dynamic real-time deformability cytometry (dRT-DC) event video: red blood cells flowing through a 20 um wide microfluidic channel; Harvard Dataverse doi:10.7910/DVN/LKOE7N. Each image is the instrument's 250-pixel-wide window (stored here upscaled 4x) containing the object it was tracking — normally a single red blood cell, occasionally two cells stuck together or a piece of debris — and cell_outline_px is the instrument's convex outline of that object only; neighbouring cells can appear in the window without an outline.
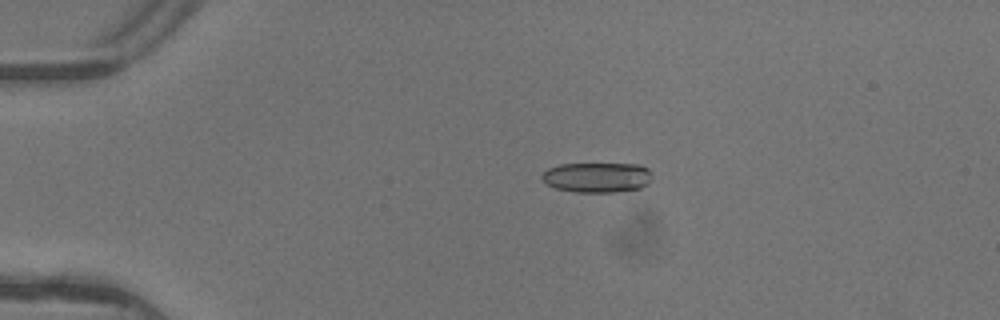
{"species": "common noctule bat (a hibernating species)", "species_latin": "Nyctalus noctula", "temperature_condition": "warm", "stored_images_in_passage": 6, "camera_frame_rate_fps": 3000, "um_per_image_px": 0.085, "animal": {"sex": "female"}, "frame": {"image": 1, "passage_image": 4, "time_ms": 1.0, "image_size_px": [1000, 320], "cell_outline_px": [[648, 184], [640, 188], [612, 192], [576, 192], [556, 188], [548, 184], [540, 176], [548, 168], [560, 164], [640, 164], [648, 168]], "centroid_in_image_um": [50.72, 15.07], "position_along_channel_um": 34.3, "area_um2": 19.02}}
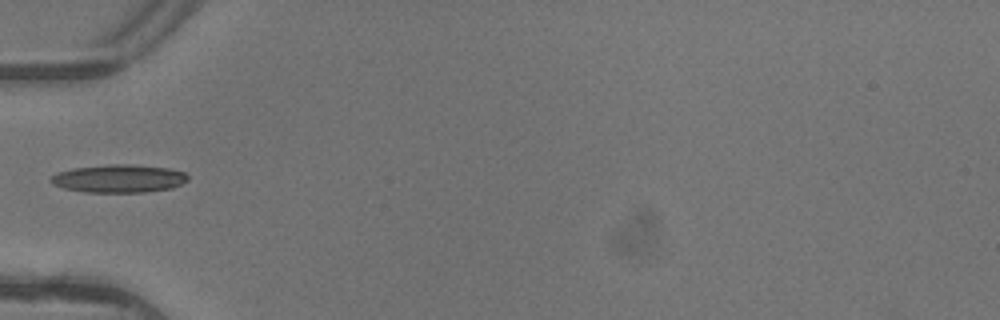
{"frame": {"image": 2, "passage_image": 6, "time_ms": 1.667, "image_size_px": [1000, 320], "cell_outline_px": [[188, 180], [172, 188], [144, 192], [84, 192], [64, 188], [52, 184], [48, 180], [56, 172], [72, 168], [108, 164], [132, 164], [168, 168], [184, 172], [188, 176]], "centroid_in_image_um": [10.07, 15.17], "position_along_channel_um": 74.9, "area_um2": 22.48}}